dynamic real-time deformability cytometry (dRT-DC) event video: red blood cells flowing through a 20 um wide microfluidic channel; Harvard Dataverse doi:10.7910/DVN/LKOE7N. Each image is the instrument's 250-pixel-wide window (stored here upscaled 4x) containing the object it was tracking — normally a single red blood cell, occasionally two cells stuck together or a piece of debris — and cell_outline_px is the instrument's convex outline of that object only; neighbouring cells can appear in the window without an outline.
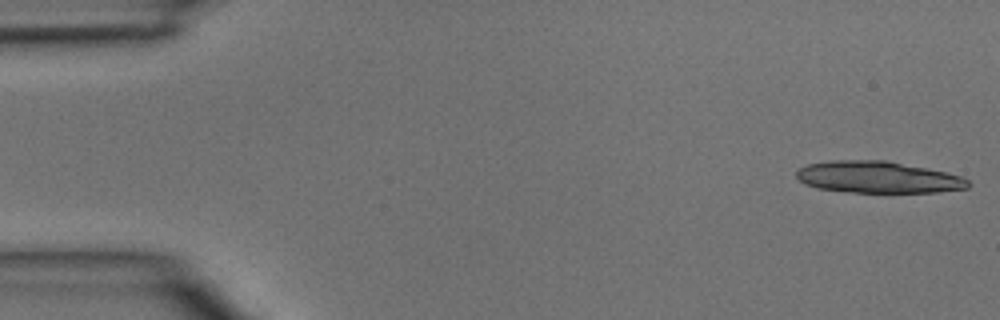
{"species": "common noctule bat (a hibernating species)", "species_latin": "Nyctalus noctula", "temperature_condition": "room temperature", "stored_images_in_passage": 3, "camera_frame_rate_fps": 3000, "um_per_image_px": 0.085, "animal": {"sex": "male", "body_mass_g": 15.6}, "frame": {"image": 1, "passage_image": 1, "time_ms": 0.0, "image_size_px": [1000, 320], "cell_outline_px": [[972, 184], [968, 188], [940, 192], [852, 192], [820, 188], [804, 184], [796, 176], [796, 172], [800, 168], [808, 164], [832, 160], [884, 160], [928, 168], [948, 172], [960, 176], [968, 180]], "centroid_in_image_um": [74.67, 15.06], "position_along_channel_um": 10.3, "area_um2": 31.67}}